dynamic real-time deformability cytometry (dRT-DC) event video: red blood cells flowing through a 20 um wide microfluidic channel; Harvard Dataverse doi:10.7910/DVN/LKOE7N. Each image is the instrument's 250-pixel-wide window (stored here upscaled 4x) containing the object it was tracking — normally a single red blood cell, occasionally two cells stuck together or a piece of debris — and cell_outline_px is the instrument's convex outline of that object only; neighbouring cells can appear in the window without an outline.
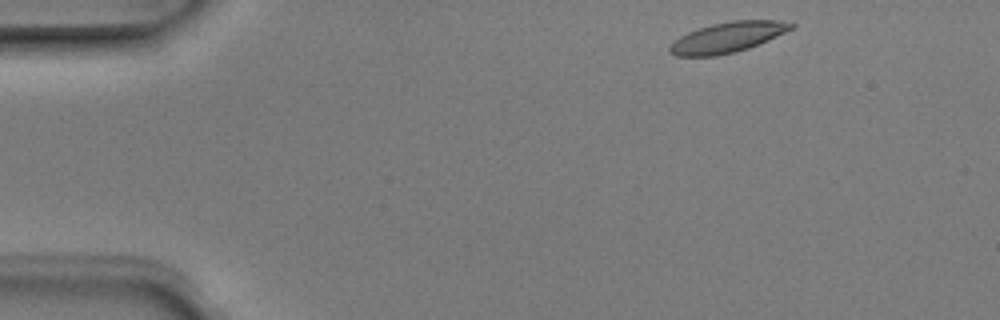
{"species": "Egyptian fruit bat (a non-hibernating species)", "species_latin": "Rousettus aegyptiacus", "temperature_condition": "room temperature", "stored_images_in_passage": 4, "camera_frame_rate_fps": 3000, "um_per_image_px": 0.085, "animal": {"sex": "male"}, "frame": {"image": 1, "passage_image": 1, "time_ms": 0.0, "image_size_px": [1000, 320], "cell_outline_px": [[796, 24], [792, 28], [768, 40], [748, 48], [736, 52], [716, 56], [676, 56], [668, 52], [668, 48], [680, 36], [688, 32], [712, 24], [732, 20], [780, 20]], "centroid_in_image_um": [61.83, 3.17], "position_along_channel_um": 23.2, "area_um2": 21.33}}
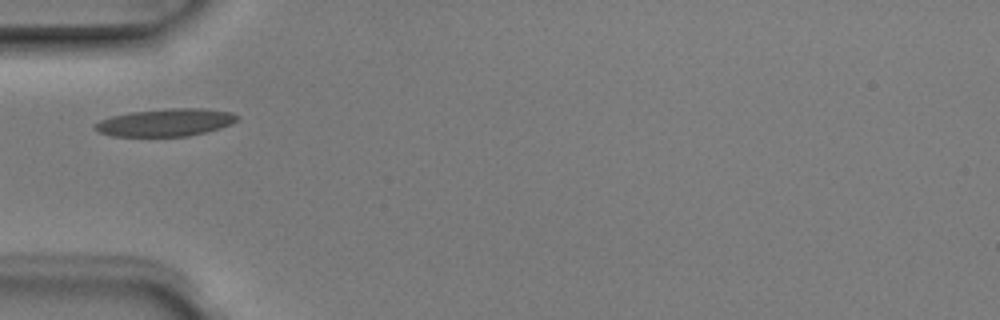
{"frame": {"image": 2, "passage_image": 4, "time_ms": 1.0, "image_size_px": [1000, 320], "cell_outline_px": [[240, 116], [232, 124], [220, 128], [188, 136], [112, 136], [100, 132], [92, 128], [92, 124], [100, 120], [112, 116], [128, 112], [168, 108], [200, 108], [232, 112]], "centroid_in_image_um": [14.05, 10.4], "position_along_channel_um": 71.0, "area_um2": 22.95}}